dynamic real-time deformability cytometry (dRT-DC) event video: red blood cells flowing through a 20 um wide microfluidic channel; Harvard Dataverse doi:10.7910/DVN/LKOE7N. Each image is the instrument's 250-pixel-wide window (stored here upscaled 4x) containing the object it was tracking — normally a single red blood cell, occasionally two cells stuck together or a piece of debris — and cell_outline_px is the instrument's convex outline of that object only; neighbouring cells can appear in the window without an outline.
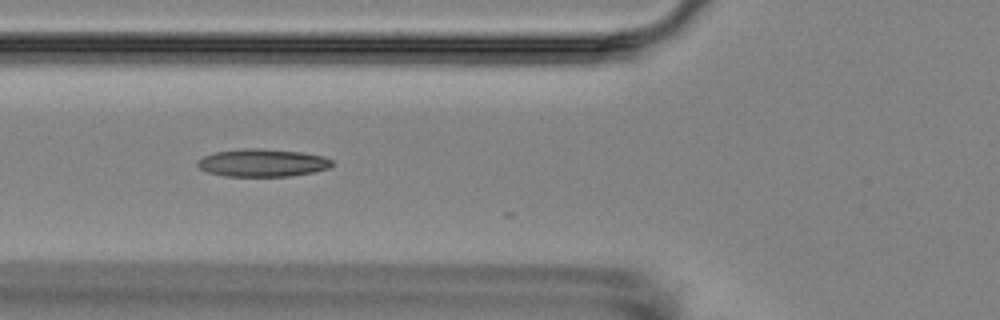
{"species": "Egyptian fruit bat (a non-hibernating species)", "species_latin": "Rousettus aegyptiacus", "temperature_condition": "room temperature", "stored_images_in_passage": 7, "camera_frame_rate_fps": 3000, "um_per_image_px": 0.085, "animal": {"sex": "female"}, "frame": {"image": 1, "passage_image": 3, "time_ms": 2.333, "image_size_px": [1000, 320], "cell_outline_px": [[332, 164], [328, 168], [312, 172], [288, 176], [224, 176], [208, 172], [200, 168], [196, 164], [196, 160], [212, 152], [244, 148], [264, 148], [300, 152], [324, 156], [332, 160]], "centroid_in_image_um": [22.26, 13.82], "position_along_channel_um": 103.5, "area_um2": 21.79}}
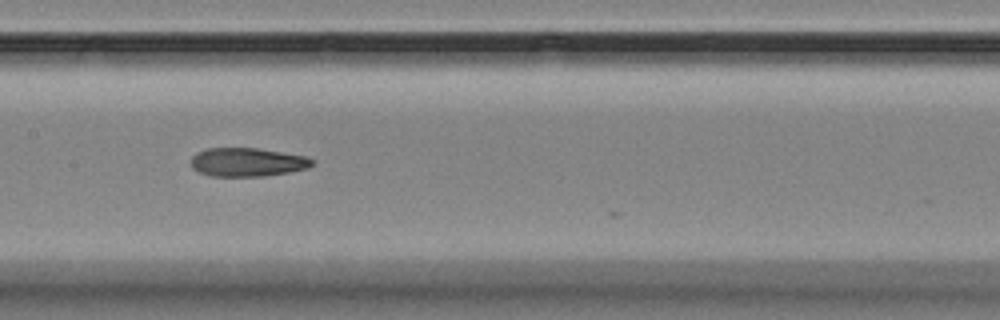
{"frame": {"image": 2, "passage_image": 5, "time_ms": 4.667, "image_size_px": [1000, 320], "cell_outline_px": [[316, 160], [308, 168], [288, 172], [264, 176], [208, 176], [192, 168], [192, 156], [196, 152], [204, 148], [256, 148], [308, 156]], "centroid_in_image_um": [21.03, 13.77], "position_along_channel_um": 186.4, "area_um2": 20.35}}
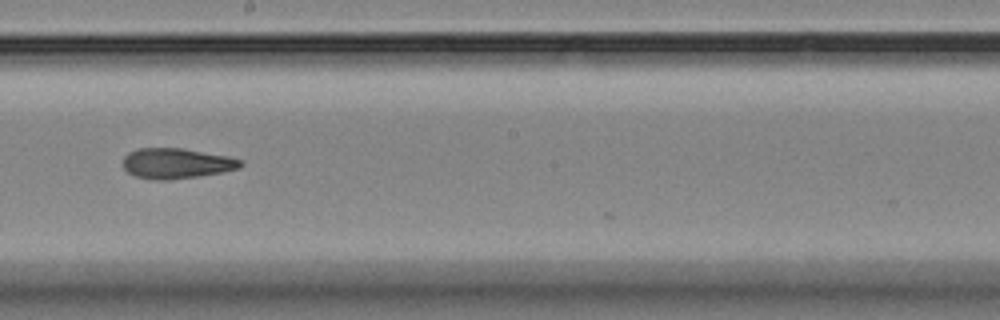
{"frame": {"image": 3, "passage_image": 6, "time_ms": 6.0, "image_size_px": [1000, 320], "cell_outline_px": [[244, 164], [240, 168], [220, 172], [196, 176], [168, 180], [152, 180], [136, 176], [128, 172], [124, 168], [124, 156], [128, 152], [140, 148], [184, 148], [228, 156], [240, 160]], "centroid_in_image_um": [14.99, 13.88], "position_along_channel_um": 233.2, "area_um2": 20.69}}